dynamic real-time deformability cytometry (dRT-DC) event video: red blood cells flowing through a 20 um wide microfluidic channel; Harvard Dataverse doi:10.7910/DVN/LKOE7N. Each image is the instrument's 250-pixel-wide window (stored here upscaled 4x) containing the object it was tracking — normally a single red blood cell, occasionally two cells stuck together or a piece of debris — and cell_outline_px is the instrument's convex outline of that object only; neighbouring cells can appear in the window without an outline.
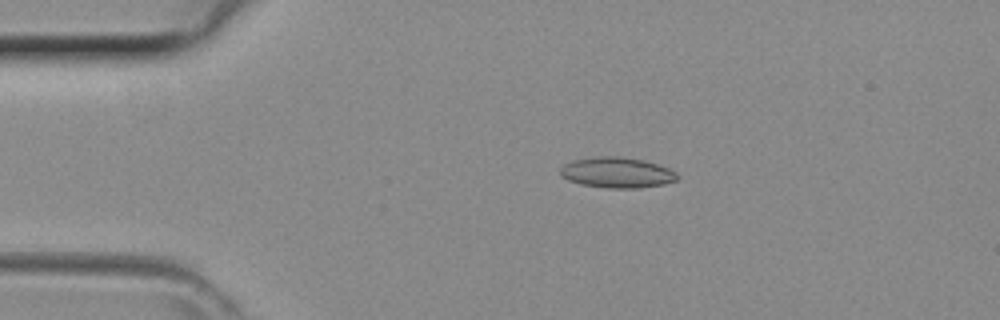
{"species": "common noctule bat (a hibernating species)", "species_latin": "Nyctalus noctula", "temperature_condition": "room temperature", "stored_images_in_passage": 43, "camera_frame_rate_fps": 3000, "um_per_image_px": 0.085, "animal": {"sex": "female", "body_mass_g": 29.2, "forearm_length_mm": 56.3}, "frame": {"image": 1, "passage_image": 9, "time_ms": 2.667, "image_size_px": [1000, 320], "cell_outline_px": [[680, 176], [676, 180], [664, 184], [640, 188], [604, 188], [580, 184], [568, 180], [560, 176], [560, 168], [564, 164], [572, 160], [596, 156], [616, 156], [644, 160], [668, 168], [676, 172]], "centroid_in_image_um": [52.42, 14.67], "position_along_channel_um": 32.6, "area_um2": 21.04}}
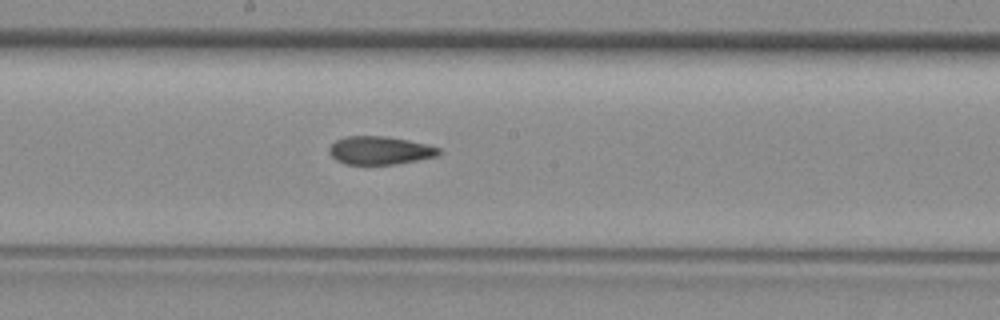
{"frame": {"image": 2, "passage_image": 23, "time_ms": 7.333, "image_size_px": [1000, 320], "cell_outline_px": [[440, 156], [396, 164], [344, 164], [336, 160], [328, 152], [328, 148], [336, 140], [348, 136], [384, 136], [408, 140], [428, 144], [440, 148]], "centroid_in_image_um": [32.31, 12.79], "position_along_channel_um": 215.9, "area_um2": 18.09}}
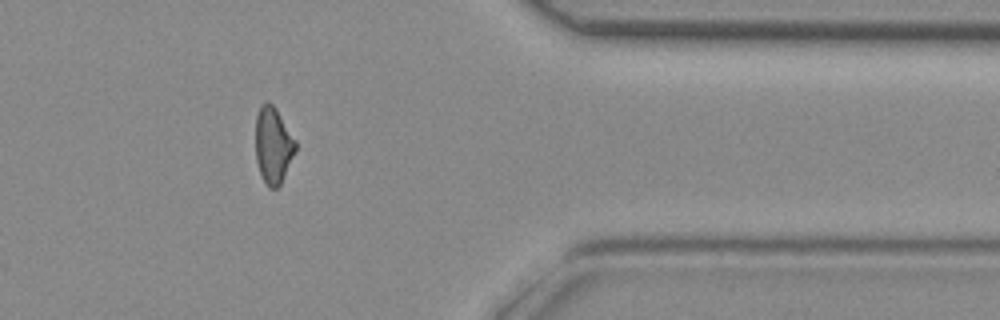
{"frame": {"image": 3, "passage_image": 35, "time_ms": 11.333, "image_size_px": [1000, 320], "cell_outline_px": [[296, 152], [280, 184], [276, 188], [268, 188], [260, 172], [256, 160], [256, 116], [260, 104], [268, 100], [276, 108], [296, 140]], "centroid_in_image_um": [23.22, 12.31], "position_along_channel_um": 388.2, "area_um2": 17.86}}